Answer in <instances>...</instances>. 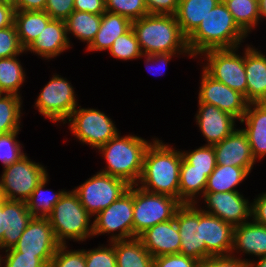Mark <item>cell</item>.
Returning <instances> with one entry per match:
<instances>
[{
    "mask_svg": "<svg viewBox=\"0 0 266 267\" xmlns=\"http://www.w3.org/2000/svg\"><path fill=\"white\" fill-rule=\"evenodd\" d=\"M106 11L122 15L131 22L148 13L145 0H105Z\"/></svg>",
    "mask_w": 266,
    "mask_h": 267,
    "instance_id": "f35d334b",
    "label": "cell"
},
{
    "mask_svg": "<svg viewBox=\"0 0 266 267\" xmlns=\"http://www.w3.org/2000/svg\"><path fill=\"white\" fill-rule=\"evenodd\" d=\"M108 51L114 58L124 61L140 59L143 56L132 27L125 34L118 37Z\"/></svg>",
    "mask_w": 266,
    "mask_h": 267,
    "instance_id": "8d00e7d4",
    "label": "cell"
},
{
    "mask_svg": "<svg viewBox=\"0 0 266 267\" xmlns=\"http://www.w3.org/2000/svg\"><path fill=\"white\" fill-rule=\"evenodd\" d=\"M15 10L6 4H0V29L11 26L14 23Z\"/></svg>",
    "mask_w": 266,
    "mask_h": 267,
    "instance_id": "db71d44e",
    "label": "cell"
},
{
    "mask_svg": "<svg viewBox=\"0 0 266 267\" xmlns=\"http://www.w3.org/2000/svg\"><path fill=\"white\" fill-rule=\"evenodd\" d=\"M249 172L240 167L230 165H216L208 176L204 192H235L236 186L244 181Z\"/></svg>",
    "mask_w": 266,
    "mask_h": 267,
    "instance_id": "4dcf8cb0",
    "label": "cell"
},
{
    "mask_svg": "<svg viewBox=\"0 0 266 267\" xmlns=\"http://www.w3.org/2000/svg\"><path fill=\"white\" fill-rule=\"evenodd\" d=\"M251 219L266 227V192L258 195L252 203Z\"/></svg>",
    "mask_w": 266,
    "mask_h": 267,
    "instance_id": "681fc988",
    "label": "cell"
},
{
    "mask_svg": "<svg viewBox=\"0 0 266 267\" xmlns=\"http://www.w3.org/2000/svg\"><path fill=\"white\" fill-rule=\"evenodd\" d=\"M93 237L110 234V241L133 238V185L119 199L94 217ZM118 230V231H117ZM118 232L114 234V232Z\"/></svg>",
    "mask_w": 266,
    "mask_h": 267,
    "instance_id": "8fae6325",
    "label": "cell"
},
{
    "mask_svg": "<svg viewBox=\"0 0 266 267\" xmlns=\"http://www.w3.org/2000/svg\"><path fill=\"white\" fill-rule=\"evenodd\" d=\"M4 267H48L36 255H23L19 251H4Z\"/></svg>",
    "mask_w": 266,
    "mask_h": 267,
    "instance_id": "ee69618b",
    "label": "cell"
},
{
    "mask_svg": "<svg viewBox=\"0 0 266 267\" xmlns=\"http://www.w3.org/2000/svg\"><path fill=\"white\" fill-rule=\"evenodd\" d=\"M3 223L0 250L13 248L33 216L25 201L2 200Z\"/></svg>",
    "mask_w": 266,
    "mask_h": 267,
    "instance_id": "ffe728a7",
    "label": "cell"
},
{
    "mask_svg": "<svg viewBox=\"0 0 266 267\" xmlns=\"http://www.w3.org/2000/svg\"><path fill=\"white\" fill-rule=\"evenodd\" d=\"M19 131L3 133L0 136V160L3 168L19 161L26 153L23 152L22 146L16 137Z\"/></svg>",
    "mask_w": 266,
    "mask_h": 267,
    "instance_id": "ab89813d",
    "label": "cell"
},
{
    "mask_svg": "<svg viewBox=\"0 0 266 267\" xmlns=\"http://www.w3.org/2000/svg\"><path fill=\"white\" fill-rule=\"evenodd\" d=\"M238 48L211 49L203 52L201 56L207 58L203 69L214 79L244 95L247 100L245 50L244 56H241L236 54Z\"/></svg>",
    "mask_w": 266,
    "mask_h": 267,
    "instance_id": "9c48e42d",
    "label": "cell"
},
{
    "mask_svg": "<svg viewBox=\"0 0 266 267\" xmlns=\"http://www.w3.org/2000/svg\"><path fill=\"white\" fill-rule=\"evenodd\" d=\"M217 165H230L251 169L256 162L252 154L247 134L242 129H235L228 137L213 145Z\"/></svg>",
    "mask_w": 266,
    "mask_h": 267,
    "instance_id": "e0dca14e",
    "label": "cell"
},
{
    "mask_svg": "<svg viewBox=\"0 0 266 267\" xmlns=\"http://www.w3.org/2000/svg\"><path fill=\"white\" fill-rule=\"evenodd\" d=\"M117 267H153L154 257L136 237L114 241Z\"/></svg>",
    "mask_w": 266,
    "mask_h": 267,
    "instance_id": "f1b7e54d",
    "label": "cell"
},
{
    "mask_svg": "<svg viewBox=\"0 0 266 267\" xmlns=\"http://www.w3.org/2000/svg\"><path fill=\"white\" fill-rule=\"evenodd\" d=\"M249 259L238 258L237 255L213 256L212 267H247Z\"/></svg>",
    "mask_w": 266,
    "mask_h": 267,
    "instance_id": "f907efd6",
    "label": "cell"
},
{
    "mask_svg": "<svg viewBox=\"0 0 266 267\" xmlns=\"http://www.w3.org/2000/svg\"><path fill=\"white\" fill-rule=\"evenodd\" d=\"M197 267H212V257H208L204 261L200 262Z\"/></svg>",
    "mask_w": 266,
    "mask_h": 267,
    "instance_id": "6f0895ef",
    "label": "cell"
},
{
    "mask_svg": "<svg viewBox=\"0 0 266 267\" xmlns=\"http://www.w3.org/2000/svg\"><path fill=\"white\" fill-rule=\"evenodd\" d=\"M174 55H177V54H171V53H155V54H151V55H143L142 57H144V58H146L145 59V63L147 64L146 65V68H147V70L151 73V74H153V75H157L155 72H152L151 70H150V63L152 62L153 64L155 63L156 64V62H157V64L159 63V65H161L160 67H165V66H167V63L170 61V60H172L171 58L174 56ZM156 64V65H157ZM153 66V65H152ZM158 66V65H157ZM154 67V66H153ZM149 68V69H148ZM166 69V68H165ZM156 71V70H155ZM160 71L161 70H159L158 72H159V75L161 76L162 74H160ZM157 72V73H158Z\"/></svg>",
    "mask_w": 266,
    "mask_h": 267,
    "instance_id": "816d5d0a",
    "label": "cell"
},
{
    "mask_svg": "<svg viewBox=\"0 0 266 267\" xmlns=\"http://www.w3.org/2000/svg\"><path fill=\"white\" fill-rule=\"evenodd\" d=\"M183 158L191 165V169L198 171H207V176H209L215 169L216 155L213 145L201 146L193 151H182Z\"/></svg>",
    "mask_w": 266,
    "mask_h": 267,
    "instance_id": "74e56055",
    "label": "cell"
},
{
    "mask_svg": "<svg viewBox=\"0 0 266 267\" xmlns=\"http://www.w3.org/2000/svg\"><path fill=\"white\" fill-rule=\"evenodd\" d=\"M3 4L11 6L15 11H17L18 0H3Z\"/></svg>",
    "mask_w": 266,
    "mask_h": 267,
    "instance_id": "680465c9",
    "label": "cell"
},
{
    "mask_svg": "<svg viewBox=\"0 0 266 267\" xmlns=\"http://www.w3.org/2000/svg\"><path fill=\"white\" fill-rule=\"evenodd\" d=\"M72 84L59 75H53L42 88L35 101L41 115L52 122L67 123L71 113L77 108V100Z\"/></svg>",
    "mask_w": 266,
    "mask_h": 267,
    "instance_id": "7c38bea8",
    "label": "cell"
},
{
    "mask_svg": "<svg viewBox=\"0 0 266 267\" xmlns=\"http://www.w3.org/2000/svg\"><path fill=\"white\" fill-rule=\"evenodd\" d=\"M200 84L198 103L214 105L237 120L242 119L249 104L244 95L214 79L204 69Z\"/></svg>",
    "mask_w": 266,
    "mask_h": 267,
    "instance_id": "9a60e30c",
    "label": "cell"
},
{
    "mask_svg": "<svg viewBox=\"0 0 266 267\" xmlns=\"http://www.w3.org/2000/svg\"><path fill=\"white\" fill-rule=\"evenodd\" d=\"M91 218L73 190L64 193L47 217L60 245H66V240L85 241L92 238Z\"/></svg>",
    "mask_w": 266,
    "mask_h": 267,
    "instance_id": "5b68a950",
    "label": "cell"
},
{
    "mask_svg": "<svg viewBox=\"0 0 266 267\" xmlns=\"http://www.w3.org/2000/svg\"><path fill=\"white\" fill-rule=\"evenodd\" d=\"M245 72L247 77V101L266 102V55L246 45Z\"/></svg>",
    "mask_w": 266,
    "mask_h": 267,
    "instance_id": "603a6c76",
    "label": "cell"
},
{
    "mask_svg": "<svg viewBox=\"0 0 266 267\" xmlns=\"http://www.w3.org/2000/svg\"><path fill=\"white\" fill-rule=\"evenodd\" d=\"M109 247L99 246L98 248L84 250L86 267H117L114 241Z\"/></svg>",
    "mask_w": 266,
    "mask_h": 267,
    "instance_id": "60d3db41",
    "label": "cell"
},
{
    "mask_svg": "<svg viewBox=\"0 0 266 267\" xmlns=\"http://www.w3.org/2000/svg\"><path fill=\"white\" fill-rule=\"evenodd\" d=\"M132 28L143 55L171 53L192 57L175 15L147 14L133 21Z\"/></svg>",
    "mask_w": 266,
    "mask_h": 267,
    "instance_id": "3957f363",
    "label": "cell"
},
{
    "mask_svg": "<svg viewBox=\"0 0 266 267\" xmlns=\"http://www.w3.org/2000/svg\"><path fill=\"white\" fill-rule=\"evenodd\" d=\"M21 96L15 94H0V132L8 133L20 130Z\"/></svg>",
    "mask_w": 266,
    "mask_h": 267,
    "instance_id": "d590c367",
    "label": "cell"
},
{
    "mask_svg": "<svg viewBox=\"0 0 266 267\" xmlns=\"http://www.w3.org/2000/svg\"><path fill=\"white\" fill-rule=\"evenodd\" d=\"M69 40L65 22L52 19L38 38L25 49V53L30 51L48 60L68 50L71 46Z\"/></svg>",
    "mask_w": 266,
    "mask_h": 267,
    "instance_id": "7402d4cb",
    "label": "cell"
},
{
    "mask_svg": "<svg viewBox=\"0 0 266 267\" xmlns=\"http://www.w3.org/2000/svg\"><path fill=\"white\" fill-rule=\"evenodd\" d=\"M240 122L246 125L242 130L247 134L254 159H263L266 155V102L249 103Z\"/></svg>",
    "mask_w": 266,
    "mask_h": 267,
    "instance_id": "cb8c5ba5",
    "label": "cell"
},
{
    "mask_svg": "<svg viewBox=\"0 0 266 267\" xmlns=\"http://www.w3.org/2000/svg\"><path fill=\"white\" fill-rule=\"evenodd\" d=\"M44 11L56 20H65L74 11V0H46Z\"/></svg>",
    "mask_w": 266,
    "mask_h": 267,
    "instance_id": "bcb514c9",
    "label": "cell"
},
{
    "mask_svg": "<svg viewBox=\"0 0 266 267\" xmlns=\"http://www.w3.org/2000/svg\"><path fill=\"white\" fill-rule=\"evenodd\" d=\"M197 206L182 204L174 218L181 238L180 254L202 262L206 259V244L202 240V209Z\"/></svg>",
    "mask_w": 266,
    "mask_h": 267,
    "instance_id": "4fadbf2b",
    "label": "cell"
},
{
    "mask_svg": "<svg viewBox=\"0 0 266 267\" xmlns=\"http://www.w3.org/2000/svg\"><path fill=\"white\" fill-rule=\"evenodd\" d=\"M2 223H3V211H2V201H1L0 203V238L3 234L2 229H1Z\"/></svg>",
    "mask_w": 266,
    "mask_h": 267,
    "instance_id": "91938a15",
    "label": "cell"
},
{
    "mask_svg": "<svg viewBox=\"0 0 266 267\" xmlns=\"http://www.w3.org/2000/svg\"><path fill=\"white\" fill-rule=\"evenodd\" d=\"M43 165L31 161L27 155L5 167L0 179L3 199L26 201L47 175Z\"/></svg>",
    "mask_w": 266,
    "mask_h": 267,
    "instance_id": "52a82bcc",
    "label": "cell"
},
{
    "mask_svg": "<svg viewBox=\"0 0 266 267\" xmlns=\"http://www.w3.org/2000/svg\"><path fill=\"white\" fill-rule=\"evenodd\" d=\"M132 27V22L122 15L105 11L99 31L86 47L87 51L109 50L114 41Z\"/></svg>",
    "mask_w": 266,
    "mask_h": 267,
    "instance_id": "484cf974",
    "label": "cell"
},
{
    "mask_svg": "<svg viewBox=\"0 0 266 267\" xmlns=\"http://www.w3.org/2000/svg\"><path fill=\"white\" fill-rule=\"evenodd\" d=\"M59 243L47 218L33 217L17 244L5 251H19L23 255H36L48 267Z\"/></svg>",
    "mask_w": 266,
    "mask_h": 267,
    "instance_id": "5bb4252c",
    "label": "cell"
},
{
    "mask_svg": "<svg viewBox=\"0 0 266 267\" xmlns=\"http://www.w3.org/2000/svg\"><path fill=\"white\" fill-rule=\"evenodd\" d=\"M247 35L235 23L224 2L208 12L199 26L187 37L192 57L211 49H232L242 45Z\"/></svg>",
    "mask_w": 266,
    "mask_h": 267,
    "instance_id": "7a4b0ae2",
    "label": "cell"
},
{
    "mask_svg": "<svg viewBox=\"0 0 266 267\" xmlns=\"http://www.w3.org/2000/svg\"><path fill=\"white\" fill-rule=\"evenodd\" d=\"M138 238L153 257L180 253L181 238L175 218L152 226Z\"/></svg>",
    "mask_w": 266,
    "mask_h": 267,
    "instance_id": "44dd1931",
    "label": "cell"
},
{
    "mask_svg": "<svg viewBox=\"0 0 266 267\" xmlns=\"http://www.w3.org/2000/svg\"><path fill=\"white\" fill-rule=\"evenodd\" d=\"M52 18L45 11H15L14 25L25 50L41 34Z\"/></svg>",
    "mask_w": 266,
    "mask_h": 267,
    "instance_id": "4316f807",
    "label": "cell"
},
{
    "mask_svg": "<svg viewBox=\"0 0 266 267\" xmlns=\"http://www.w3.org/2000/svg\"><path fill=\"white\" fill-rule=\"evenodd\" d=\"M74 11L102 15L106 11L105 0H74Z\"/></svg>",
    "mask_w": 266,
    "mask_h": 267,
    "instance_id": "c3c4849f",
    "label": "cell"
},
{
    "mask_svg": "<svg viewBox=\"0 0 266 267\" xmlns=\"http://www.w3.org/2000/svg\"><path fill=\"white\" fill-rule=\"evenodd\" d=\"M198 106L195 118L207 145L221 142L236 129L234 116L211 104L198 103Z\"/></svg>",
    "mask_w": 266,
    "mask_h": 267,
    "instance_id": "ac0fdd59",
    "label": "cell"
},
{
    "mask_svg": "<svg viewBox=\"0 0 266 267\" xmlns=\"http://www.w3.org/2000/svg\"><path fill=\"white\" fill-rule=\"evenodd\" d=\"M181 205L172 196L151 193L133 185V238L158 223L173 219Z\"/></svg>",
    "mask_w": 266,
    "mask_h": 267,
    "instance_id": "8992f818",
    "label": "cell"
},
{
    "mask_svg": "<svg viewBox=\"0 0 266 267\" xmlns=\"http://www.w3.org/2000/svg\"><path fill=\"white\" fill-rule=\"evenodd\" d=\"M48 179L49 178L47 175L43 180L40 181L30 197L25 201L27 209L33 217L47 218L54 209L56 203L66 192L65 190L61 189V191H58V193L52 192L51 195L46 193L49 189L45 190L44 187L48 183Z\"/></svg>",
    "mask_w": 266,
    "mask_h": 267,
    "instance_id": "836d02e7",
    "label": "cell"
},
{
    "mask_svg": "<svg viewBox=\"0 0 266 267\" xmlns=\"http://www.w3.org/2000/svg\"><path fill=\"white\" fill-rule=\"evenodd\" d=\"M260 20L266 19V0H258Z\"/></svg>",
    "mask_w": 266,
    "mask_h": 267,
    "instance_id": "9f6ffc18",
    "label": "cell"
},
{
    "mask_svg": "<svg viewBox=\"0 0 266 267\" xmlns=\"http://www.w3.org/2000/svg\"><path fill=\"white\" fill-rule=\"evenodd\" d=\"M67 120L75 138L94 149L106 144L119 132L110 117L93 108L79 106Z\"/></svg>",
    "mask_w": 266,
    "mask_h": 267,
    "instance_id": "30bf717a",
    "label": "cell"
},
{
    "mask_svg": "<svg viewBox=\"0 0 266 267\" xmlns=\"http://www.w3.org/2000/svg\"><path fill=\"white\" fill-rule=\"evenodd\" d=\"M151 142L134 136H120V132L98 148L104 155L106 167L99 172L120 178L129 185H136L140 179L144 155Z\"/></svg>",
    "mask_w": 266,
    "mask_h": 267,
    "instance_id": "277c9868",
    "label": "cell"
},
{
    "mask_svg": "<svg viewBox=\"0 0 266 267\" xmlns=\"http://www.w3.org/2000/svg\"><path fill=\"white\" fill-rule=\"evenodd\" d=\"M67 245H59L49 267H86L84 250H67Z\"/></svg>",
    "mask_w": 266,
    "mask_h": 267,
    "instance_id": "b9f144b4",
    "label": "cell"
},
{
    "mask_svg": "<svg viewBox=\"0 0 266 267\" xmlns=\"http://www.w3.org/2000/svg\"><path fill=\"white\" fill-rule=\"evenodd\" d=\"M220 0H180L175 17L188 37Z\"/></svg>",
    "mask_w": 266,
    "mask_h": 267,
    "instance_id": "83f0119b",
    "label": "cell"
},
{
    "mask_svg": "<svg viewBox=\"0 0 266 267\" xmlns=\"http://www.w3.org/2000/svg\"><path fill=\"white\" fill-rule=\"evenodd\" d=\"M251 221L234 226L231 254L234 251L237 253L242 251L259 258L266 256V227Z\"/></svg>",
    "mask_w": 266,
    "mask_h": 267,
    "instance_id": "d4e9b609",
    "label": "cell"
},
{
    "mask_svg": "<svg viewBox=\"0 0 266 267\" xmlns=\"http://www.w3.org/2000/svg\"><path fill=\"white\" fill-rule=\"evenodd\" d=\"M149 14H170L175 15L180 0H145Z\"/></svg>",
    "mask_w": 266,
    "mask_h": 267,
    "instance_id": "7dc6e473",
    "label": "cell"
},
{
    "mask_svg": "<svg viewBox=\"0 0 266 267\" xmlns=\"http://www.w3.org/2000/svg\"><path fill=\"white\" fill-rule=\"evenodd\" d=\"M101 21L102 15L73 11L64 20L67 36L71 33L88 46L99 31Z\"/></svg>",
    "mask_w": 266,
    "mask_h": 267,
    "instance_id": "1f68e13d",
    "label": "cell"
},
{
    "mask_svg": "<svg viewBox=\"0 0 266 267\" xmlns=\"http://www.w3.org/2000/svg\"><path fill=\"white\" fill-rule=\"evenodd\" d=\"M200 261L182 254L154 257L153 267H197Z\"/></svg>",
    "mask_w": 266,
    "mask_h": 267,
    "instance_id": "f6af8a7d",
    "label": "cell"
},
{
    "mask_svg": "<svg viewBox=\"0 0 266 267\" xmlns=\"http://www.w3.org/2000/svg\"><path fill=\"white\" fill-rule=\"evenodd\" d=\"M18 56L0 58V92L3 94L21 96L19 89L26 75Z\"/></svg>",
    "mask_w": 266,
    "mask_h": 267,
    "instance_id": "e575fe53",
    "label": "cell"
},
{
    "mask_svg": "<svg viewBox=\"0 0 266 267\" xmlns=\"http://www.w3.org/2000/svg\"><path fill=\"white\" fill-rule=\"evenodd\" d=\"M2 200H3V196H2V193H1V189H0V203H1Z\"/></svg>",
    "mask_w": 266,
    "mask_h": 267,
    "instance_id": "6125c7cd",
    "label": "cell"
},
{
    "mask_svg": "<svg viewBox=\"0 0 266 267\" xmlns=\"http://www.w3.org/2000/svg\"><path fill=\"white\" fill-rule=\"evenodd\" d=\"M153 142V143H152ZM147 147L137 186L151 193L172 196L179 200V178L182 152L158 138Z\"/></svg>",
    "mask_w": 266,
    "mask_h": 267,
    "instance_id": "6da1fadb",
    "label": "cell"
},
{
    "mask_svg": "<svg viewBox=\"0 0 266 267\" xmlns=\"http://www.w3.org/2000/svg\"><path fill=\"white\" fill-rule=\"evenodd\" d=\"M259 260H249L247 267H266V256L258 258Z\"/></svg>",
    "mask_w": 266,
    "mask_h": 267,
    "instance_id": "11a10c76",
    "label": "cell"
},
{
    "mask_svg": "<svg viewBox=\"0 0 266 267\" xmlns=\"http://www.w3.org/2000/svg\"><path fill=\"white\" fill-rule=\"evenodd\" d=\"M207 209L204 212L219 217L221 220L232 224L241 225L250 220L252 203L245 199L240 192H204L202 196Z\"/></svg>",
    "mask_w": 266,
    "mask_h": 267,
    "instance_id": "2e32d148",
    "label": "cell"
},
{
    "mask_svg": "<svg viewBox=\"0 0 266 267\" xmlns=\"http://www.w3.org/2000/svg\"><path fill=\"white\" fill-rule=\"evenodd\" d=\"M224 3L235 23L248 36L260 21L258 0H226Z\"/></svg>",
    "mask_w": 266,
    "mask_h": 267,
    "instance_id": "d6a6232c",
    "label": "cell"
},
{
    "mask_svg": "<svg viewBox=\"0 0 266 267\" xmlns=\"http://www.w3.org/2000/svg\"><path fill=\"white\" fill-rule=\"evenodd\" d=\"M207 179V171L191 169V165L182 158L179 178V201L182 204H197L196 197L198 195L201 196V194L202 196L204 195Z\"/></svg>",
    "mask_w": 266,
    "mask_h": 267,
    "instance_id": "f546056e",
    "label": "cell"
},
{
    "mask_svg": "<svg viewBox=\"0 0 266 267\" xmlns=\"http://www.w3.org/2000/svg\"><path fill=\"white\" fill-rule=\"evenodd\" d=\"M234 226L202 210V240L206 244V259L231 255Z\"/></svg>",
    "mask_w": 266,
    "mask_h": 267,
    "instance_id": "d6986e66",
    "label": "cell"
},
{
    "mask_svg": "<svg viewBox=\"0 0 266 267\" xmlns=\"http://www.w3.org/2000/svg\"><path fill=\"white\" fill-rule=\"evenodd\" d=\"M130 185L117 177L97 172L73 191L86 211L95 216L119 199Z\"/></svg>",
    "mask_w": 266,
    "mask_h": 267,
    "instance_id": "ba28073f",
    "label": "cell"
},
{
    "mask_svg": "<svg viewBox=\"0 0 266 267\" xmlns=\"http://www.w3.org/2000/svg\"><path fill=\"white\" fill-rule=\"evenodd\" d=\"M4 257H2V255H0V267H4L2 263H4V260H3Z\"/></svg>",
    "mask_w": 266,
    "mask_h": 267,
    "instance_id": "94428289",
    "label": "cell"
},
{
    "mask_svg": "<svg viewBox=\"0 0 266 267\" xmlns=\"http://www.w3.org/2000/svg\"><path fill=\"white\" fill-rule=\"evenodd\" d=\"M25 50L22 48L14 23L6 28L0 29V58L21 55Z\"/></svg>",
    "mask_w": 266,
    "mask_h": 267,
    "instance_id": "7bdbcfd3",
    "label": "cell"
},
{
    "mask_svg": "<svg viewBox=\"0 0 266 267\" xmlns=\"http://www.w3.org/2000/svg\"><path fill=\"white\" fill-rule=\"evenodd\" d=\"M46 0H18L17 11H44Z\"/></svg>",
    "mask_w": 266,
    "mask_h": 267,
    "instance_id": "f5cc1de1",
    "label": "cell"
}]
</instances>
